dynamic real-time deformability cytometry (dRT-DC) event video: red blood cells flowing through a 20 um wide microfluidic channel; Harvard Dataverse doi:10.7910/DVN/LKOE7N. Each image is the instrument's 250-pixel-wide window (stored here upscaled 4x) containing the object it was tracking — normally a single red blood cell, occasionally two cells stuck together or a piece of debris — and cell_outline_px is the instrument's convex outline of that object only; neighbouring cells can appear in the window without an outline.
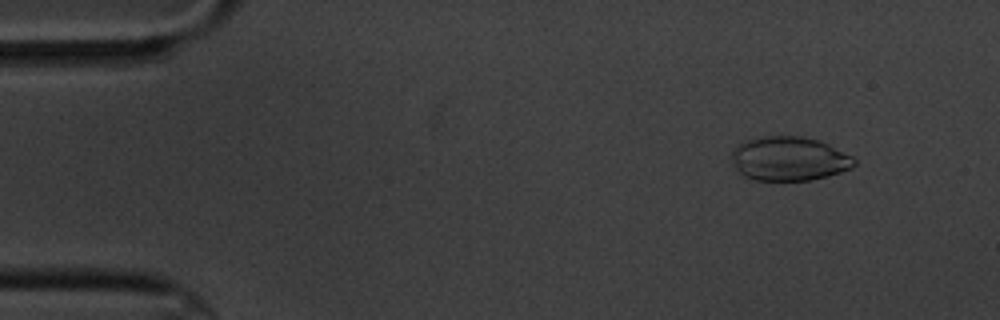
{"species": "common noctule bat (a hibernating species)", "species_latin": "Nyctalus noctula", "temperature_condition": "cold", "stored_images_in_passage": 5, "camera_frame_rate_fps": 3000, "um_per_image_px": 0.085, "animal": {"sex": "male", "body_mass_g": 20.1, "forearm_length_mm": 53.5}, "frame": {"image": 1, "passage_image": 2, "time_ms": 1.0, "image_size_px": [1000, 320], "cell_outline_px": [[856, 164], [852, 168], [828, 176], [808, 180], [752, 180], [744, 176], [732, 164], [732, 152], [736, 144], [744, 140], [760, 136], [800, 136], [820, 140], [852, 156], [856, 160]], "centroid_in_image_um": [67.05, 13.48], "position_along_channel_um": 17.9, "area_um2": 31.73}}
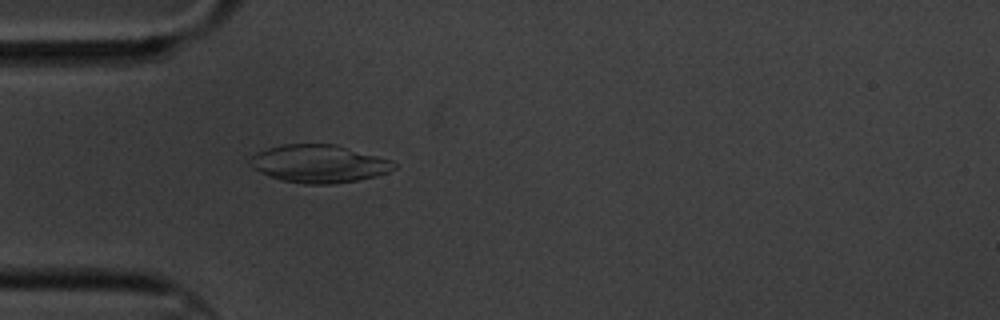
{"frame": {"image": 2, "passage_image": 5, "time_ms": 4.667, "image_size_px": [1000, 320], "cell_outline_px": [[396, 168], [388, 172], [356, 180], [332, 184], [304, 184], [280, 180], [268, 176], [252, 168], [248, 164], [248, 160], [256, 152], [280, 144], [336, 144], [392, 160], [396, 164]], "centroid_in_image_um": [27.06, 13.91], "position_along_channel_um": 57.9, "area_um2": 31.85}}